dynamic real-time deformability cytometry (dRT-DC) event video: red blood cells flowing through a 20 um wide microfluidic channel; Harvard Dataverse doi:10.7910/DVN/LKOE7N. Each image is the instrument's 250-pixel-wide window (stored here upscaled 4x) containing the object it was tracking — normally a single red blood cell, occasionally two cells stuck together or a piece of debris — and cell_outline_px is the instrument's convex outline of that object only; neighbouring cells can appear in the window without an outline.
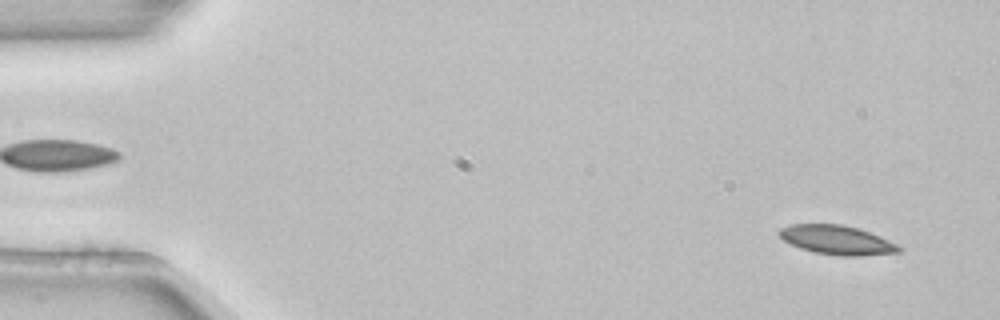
{"species": "common noctule bat (a hibernating species)", "species_latin": "Nyctalus noctula", "temperature_condition": "room temperature", "stored_images_in_passage": 4, "segment_of_instrument_passage": [2, 2], "camera_frame_rate_fps": 3000, "um_per_image_px": 0.085, "animal": {"sex": "female", "body_mass_g": 22.7, "forearm_length_mm": 54.2}, "frame": {"image": 1, "passage_image": 4, "time_ms": 1.0, "image_size_px": [1000, 320], "cell_outline_px": [[904, 248], [900, 252], [864, 256], [840, 256], [812, 252], [800, 248], [784, 240], [776, 232], [780, 228], [792, 224], [840, 224], [860, 228], [880, 236]], "centroid_in_image_um": [71.16, 20.4], "position_along_channel_um": 13.8, "area_um2": 20.52}}